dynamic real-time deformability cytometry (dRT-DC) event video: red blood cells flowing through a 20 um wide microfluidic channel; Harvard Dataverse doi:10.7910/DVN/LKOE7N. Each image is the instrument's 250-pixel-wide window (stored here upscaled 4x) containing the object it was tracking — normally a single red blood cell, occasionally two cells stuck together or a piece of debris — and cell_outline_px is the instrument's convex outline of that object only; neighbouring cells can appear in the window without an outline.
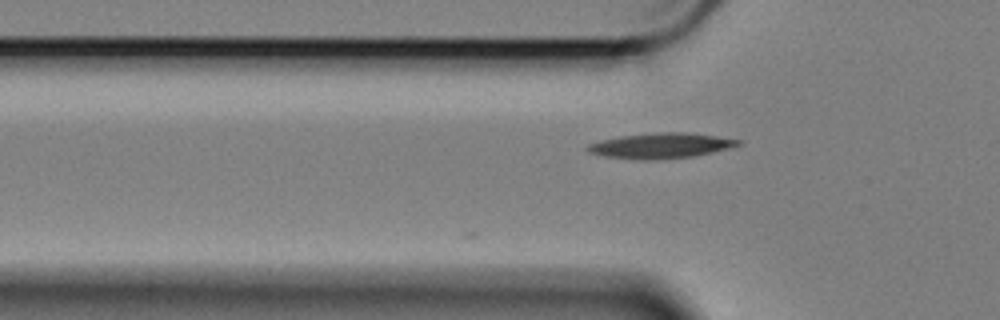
{"species": "Egyptian fruit bat (a non-hibernating species)", "species_latin": "Rousettus aegyptiacus", "temperature_condition": "cold", "stored_images_in_passage": 20, "camera_frame_rate_fps": 3000, "um_per_image_px": 0.085, "animal": {"sex": "female"}, "frame": {"image": 1, "passage_image": 3, "time_ms": 0.667, "image_size_px": [1000, 320], "cell_outline_px": [[740, 144], [728, 148], [712, 152], [692, 156], [652, 160], [644, 160], [604, 156], [588, 152], [584, 148], [588, 144], [604, 140], [624, 136], [660, 132], [684, 132], [716, 136], [740, 140]], "centroid_in_image_um": [56.14, 12.38], "position_along_channel_um": 69.7, "area_um2": 21.73}}
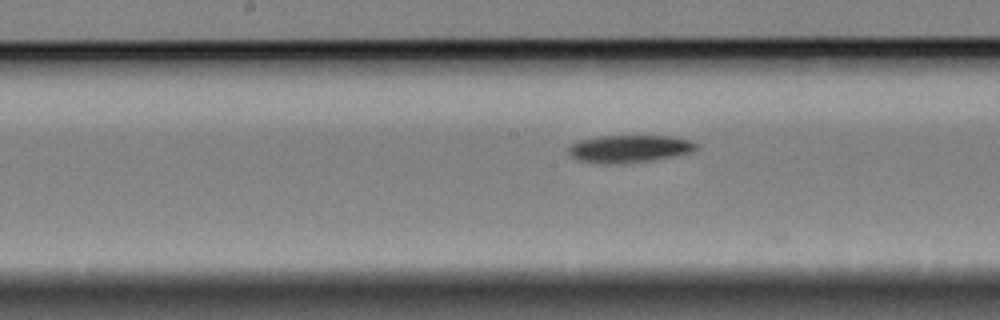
{"frame": {"image": 2, "passage_image": 14, "time_ms": 4.333, "image_size_px": [1000, 320], "cell_outline_px": [[700, 148], [692, 152], [652, 160], [624, 164], [596, 164], [580, 160], [572, 156], [568, 152], [568, 148], [572, 144], [580, 140], [596, 136], [668, 136], [688, 140], [700, 144]], "centroid_in_image_um": [53.5, 12.65], "position_along_channel_um": 194.7, "area_um2": 20.63}}
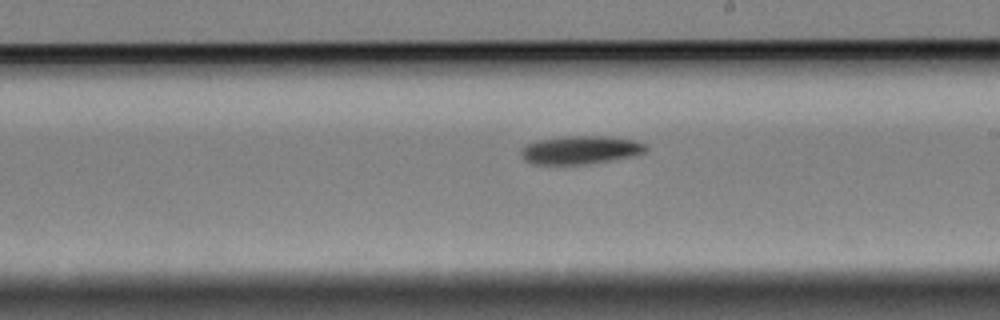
{"frame": {"image": 3, "passage_image": 18, "time_ms": 5.667, "image_size_px": [1000, 320], "cell_outline_px": [[648, 148], [644, 152], [632, 156], [588, 164], [532, 164], [524, 160], [520, 152], [520, 148], [536, 140], [568, 136], [608, 136], [636, 140], [644, 144]], "centroid_in_image_um": [49.32, 12.74], "position_along_channel_um": 239.7, "area_um2": 20.58}}